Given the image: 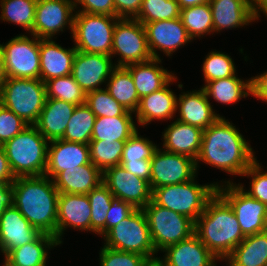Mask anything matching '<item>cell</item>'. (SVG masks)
<instances>
[{"label": "cell", "mask_w": 267, "mask_h": 266, "mask_svg": "<svg viewBox=\"0 0 267 266\" xmlns=\"http://www.w3.org/2000/svg\"><path fill=\"white\" fill-rule=\"evenodd\" d=\"M28 126L27 122L0 103V146Z\"/></svg>", "instance_id": "47"}, {"label": "cell", "mask_w": 267, "mask_h": 266, "mask_svg": "<svg viewBox=\"0 0 267 266\" xmlns=\"http://www.w3.org/2000/svg\"><path fill=\"white\" fill-rule=\"evenodd\" d=\"M256 160L255 151L239 128L225 117H219L203 130L200 153L196 159L232 176H242Z\"/></svg>", "instance_id": "1"}, {"label": "cell", "mask_w": 267, "mask_h": 266, "mask_svg": "<svg viewBox=\"0 0 267 266\" xmlns=\"http://www.w3.org/2000/svg\"><path fill=\"white\" fill-rule=\"evenodd\" d=\"M196 160L184 154L167 152L159 147L151 159V189L192 180L197 174Z\"/></svg>", "instance_id": "14"}, {"label": "cell", "mask_w": 267, "mask_h": 266, "mask_svg": "<svg viewBox=\"0 0 267 266\" xmlns=\"http://www.w3.org/2000/svg\"><path fill=\"white\" fill-rule=\"evenodd\" d=\"M104 88L125 109L135 113L140 98L130 72L125 67H115Z\"/></svg>", "instance_id": "33"}, {"label": "cell", "mask_w": 267, "mask_h": 266, "mask_svg": "<svg viewBox=\"0 0 267 266\" xmlns=\"http://www.w3.org/2000/svg\"><path fill=\"white\" fill-rule=\"evenodd\" d=\"M210 101L202 87L199 90L182 91L177 97L176 111L179 114L175 119L205 130L219 117H222L215 112Z\"/></svg>", "instance_id": "20"}, {"label": "cell", "mask_w": 267, "mask_h": 266, "mask_svg": "<svg viewBox=\"0 0 267 266\" xmlns=\"http://www.w3.org/2000/svg\"><path fill=\"white\" fill-rule=\"evenodd\" d=\"M41 234L15 206L7 208L0 217V253L5 257L12 249L35 241Z\"/></svg>", "instance_id": "23"}, {"label": "cell", "mask_w": 267, "mask_h": 266, "mask_svg": "<svg viewBox=\"0 0 267 266\" xmlns=\"http://www.w3.org/2000/svg\"><path fill=\"white\" fill-rule=\"evenodd\" d=\"M197 175L184 183L166 185L152 190V201L180 213L194 222L204 212L207 202L216 194L220 182L199 184Z\"/></svg>", "instance_id": "5"}, {"label": "cell", "mask_w": 267, "mask_h": 266, "mask_svg": "<svg viewBox=\"0 0 267 266\" xmlns=\"http://www.w3.org/2000/svg\"><path fill=\"white\" fill-rule=\"evenodd\" d=\"M149 51L153 58L161 59L160 52L166 56L173 53L193 40L187 33L180 17L177 19L154 21L144 24ZM158 50L160 52H158Z\"/></svg>", "instance_id": "16"}, {"label": "cell", "mask_w": 267, "mask_h": 266, "mask_svg": "<svg viewBox=\"0 0 267 266\" xmlns=\"http://www.w3.org/2000/svg\"><path fill=\"white\" fill-rule=\"evenodd\" d=\"M90 159L89 144L57 139L49 142L45 176L54 179L61 171L77 168Z\"/></svg>", "instance_id": "21"}, {"label": "cell", "mask_w": 267, "mask_h": 266, "mask_svg": "<svg viewBox=\"0 0 267 266\" xmlns=\"http://www.w3.org/2000/svg\"><path fill=\"white\" fill-rule=\"evenodd\" d=\"M261 165L256 157V160L242 175V177H250L251 179L248 189L243 186L244 184L240 182L238 184L247 194L267 206V172L263 170V166Z\"/></svg>", "instance_id": "45"}, {"label": "cell", "mask_w": 267, "mask_h": 266, "mask_svg": "<svg viewBox=\"0 0 267 266\" xmlns=\"http://www.w3.org/2000/svg\"><path fill=\"white\" fill-rule=\"evenodd\" d=\"M75 12L73 0H37L31 34L39 39H56L67 29L72 34Z\"/></svg>", "instance_id": "13"}, {"label": "cell", "mask_w": 267, "mask_h": 266, "mask_svg": "<svg viewBox=\"0 0 267 266\" xmlns=\"http://www.w3.org/2000/svg\"><path fill=\"white\" fill-rule=\"evenodd\" d=\"M176 79L177 76H174L163 88L140 99L134 114L138 126L145 127L153 121L175 120L178 95L170 87Z\"/></svg>", "instance_id": "19"}, {"label": "cell", "mask_w": 267, "mask_h": 266, "mask_svg": "<svg viewBox=\"0 0 267 266\" xmlns=\"http://www.w3.org/2000/svg\"><path fill=\"white\" fill-rule=\"evenodd\" d=\"M14 206V190L12 183L0 182V217L2 213Z\"/></svg>", "instance_id": "53"}, {"label": "cell", "mask_w": 267, "mask_h": 266, "mask_svg": "<svg viewBox=\"0 0 267 266\" xmlns=\"http://www.w3.org/2000/svg\"><path fill=\"white\" fill-rule=\"evenodd\" d=\"M116 67L146 62L153 57L149 51L144 25L135 18H119L116 22L111 57Z\"/></svg>", "instance_id": "11"}, {"label": "cell", "mask_w": 267, "mask_h": 266, "mask_svg": "<svg viewBox=\"0 0 267 266\" xmlns=\"http://www.w3.org/2000/svg\"><path fill=\"white\" fill-rule=\"evenodd\" d=\"M214 33L249 26L254 18L249 0H210Z\"/></svg>", "instance_id": "25"}, {"label": "cell", "mask_w": 267, "mask_h": 266, "mask_svg": "<svg viewBox=\"0 0 267 266\" xmlns=\"http://www.w3.org/2000/svg\"><path fill=\"white\" fill-rule=\"evenodd\" d=\"M58 245L54 236L42 233L35 241L12 249L4 259L11 266H47L49 250Z\"/></svg>", "instance_id": "30"}, {"label": "cell", "mask_w": 267, "mask_h": 266, "mask_svg": "<svg viewBox=\"0 0 267 266\" xmlns=\"http://www.w3.org/2000/svg\"><path fill=\"white\" fill-rule=\"evenodd\" d=\"M146 215L155 251L190 238L195 222L189 217L155 204L152 200L142 209Z\"/></svg>", "instance_id": "9"}, {"label": "cell", "mask_w": 267, "mask_h": 266, "mask_svg": "<svg viewBox=\"0 0 267 266\" xmlns=\"http://www.w3.org/2000/svg\"><path fill=\"white\" fill-rule=\"evenodd\" d=\"M67 228L91 232V206L87 195L59 193L57 211V242Z\"/></svg>", "instance_id": "18"}, {"label": "cell", "mask_w": 267, "mask_h": 266, "mask_svg": "<svg viewBox=\"0 0 267 266\" xmlns=\"http://www.w3.org/2000/svg\"><path fill=\"white\" fill-rule=\"evenodd\" d=\"M7 75L5 72V65H4V55L3 50L0 45V87L3 84L4 80L6 79Z\"/></svg>", "instance_id": "57"}, {"label": "cell", "mask_w": 267, "mask_h": 266, "mask_svg": "<svg viewBox=\"0 0 267 266\" xmlns=\"http://www.w3.org/2000/svg\"><path fill=\"white\" fill-rule=\"evenodd\" d=\"M181 9L200 5L209 2L210 0H176Z\"/></svg>", "instance_id": "56"}, {"label": "cell", "mask_w": 267, "mask_h": 266, "mask_svg": "<svg viewBox=\"0 0 267 266\" xmlns=\"http://www.w3.org/2000/svg\"><path fill=\"white\" fill-rule=\"evenodd\" d=\"M16 177L14 176L6 153L2 146H0V182L13 183Z\"/></svg>", "instance_id": "54"}, {"label": "cell", "mask_w": 267, "mask_h": 266, "mask_svg": "<svg viewBox=\"0 0 267 266\" xmlns=\"http://www.w3.org/2000/svg\"><path fill=\"white\" fill-rule=\"evenodd\" d=\"M222 262L229 266H267V230L246 236Z\"/></svg>", "instance_id": "31"}, {"label": "cell", "mask_w": 267, "mask_h": 266, "mask_svg": "<svg viewBox=\"0 0 267 266\" xmlns=\"http://www.w3.org/2000/svg\"><path fill=\"white\" fill-rule=\"evenodd\" d=\"M180 19L192 40L214 34L209 2L181 9Z\"/></svg>", "instance_id": "35"}, {"label": "cell", "mask_w": 267, "mask_h": 266, "mask_svg": "<svg viewBox=\"0 0 267 266\" xmlns=\"http://www.w3.org/2000/svg\"><path fill=\"white\" fill-rule=\"evenodd\" d=\"M181 8L176 0H142L139 13L134 17L143 25L154 21L177 19Z\"/></svg>", "instance_id": "42"}, {"label": "cell", "mask_w": 267, "mask_h": 266, "mask_svg": "<svg viewBox=\"0 0 267 266\" xmlns=\"http://www.w3.org/2000/svg\"><path fill=\"white\" fill-rule=\"evenodd\" d=\"M119 17L75 12L72 37L77 51L111 56L113 32Z\"/></svg>", "instance_id": "8"}, {"label": "cell", "mask_w": 267, "mask_h": 266, "mask_svg": "<svg viewBox=\"0 0 267 266\" xmlns=\"http://www.w3.org/2000/svg\"><path fill=\"white\" fill-rule=\"evenodd\" d=\"M136 208L123 200L114 199L106 217V233L127 218Z\"/></svg>", "instance_id": "49"}, {"label": "cell", "mask_w": 267, "mask_h": 266, "mask_svg": "<svg viewBox=\"0 0 267 266\" xmlns=\"http://www.w3.org/2000/svg\"><path fill=\"white\" fill-rule=\"evenodd\" d=\"M204 85L216 79L228 78L238 74L234 60L228 53L222 51H210L205 56L202 64Z\"/></svg>", "instance_id": "41"}, {"label": "cell", "mask_w": 267, "mask_h": 266, "mask_svg": "<svg viewBox=\"0 0 267 266\" xmlns=\"http://www.w3.org/2000/svg\"><path fill=\"white\" fill-rule=\"evenodd\" d=\"M203 89L207 97L217 103L224 105L235 104L242 98H247L251 95V78L243 79L238 75L228 78L216 79L208 82Z\"/></svg>", "instance_id": "32"}, {"label": "cell", "mask_w": 267, "mask_h": 266, "mask_svg": "<svg viewBox=\"0 0 267 266\" xmlns=\"http://www.w3.org/2000/svg\"><path fill=\"white\" fill-rule=\"evenodd\" d=\"M220 182L217 193L234 211L243 235L246 237L267 230V206L231 179Z\"/></svg>", "instance_id": "10"}, {"label": "cell", "mask_w": 267, "mask_h": 266, "mask_svg": "<svg viewBox=\"0 0 267 266\" xmlns=\"http://www.w3.org/2000/svg\"><path fill=\"white\" fill-rule=\"evenodd\" d=\"M40 39L19 34L1 45L7 77L40 79Z\"/></svg>", "instance_id": "12"}, {"label": "cell", "mask_w": 267, "mask_h": 266, "mask_svg": "<svg viewBox=\"0 0 267 266\" xmlns=\"http://www.w3.org/2000/svg\"><path fill=\"white\" fill-rule=\"evenodd\" d=\"M76 105L59 99L46 98L34 126L50 142L62 139Z\"/></svg>", "instance_id": "27"}, {"label": "cell", "mask_w": 267, "mask_h": 266, "mask_svg": "<svg viewBox=\"0 0 267 266\" xmlns=\"http://www.w3.org/2000/svg\"><path fill=\"white\" fill-rule=\"evenodd\" d=\"M73 2L76 12L115 16L113 0H73Z\"/></svg>", "instance_id": "48"}, {"label": "cell", "mask_w": 267, "mask_h": 266, "mask_svg": "<svg viewBox=\"0 0 267 266\" xmlns=\"http://www.w3.org/2000/svg\"><path fill=\"white\" fill-rule=\"evenodd\" d=\"M158 260L164 266H215L219 259L193 234L190 238L167 246Z\"/></svg>", "instance_id": "22"}, {"label": "cell", "mask_w": 267, "mask_h": 266, "mask_svg": "<svg viewBox=\"0 0 267 266\" xmlns=\"http://www.w3.org/2000/svg\"><path fill=\"white\" fill-rule=\"evenodd\" d=\"M133 118V115L96 117L91 140H128L138 130Z\"/></svg>", "instance_id": "34"}, {"label": "cell", "mask_w": 267, "mask_h": 266, "mask_svg": "<svg viewBox=\"0 0 267 266\" xmlns=\"http://www.w3.org/2000/svg\"><path fill=\"white\" fill-rule=\"evenodd\" d=\"M85 104L91 109L96 117H115L135 114L119 104L105 88L87 93Z\"/></svg>", "instance_id": "43"}, {"label": "cell", "mask_w": 267, "mask_h": 266, "mask_svg": "<svg viewBox=\"0 0 267 266\" xmlns=\"http://www.w3.org/2000/svg\"><path fill=\"white\" fill-rule=\"evenodd\" d=\"M120 165L133 175L150 182L151 160H139L135 162H120Z\"/></svg>", "instance_id": "51"}, {"label": "cell", "mask_w": 267, "mask_h": 266, "mask_svg": "<svg viewBox=\"0 0 267 266\" xmlns=\"http://www.w3.org/2000/svg\"><path fill=\"white\" fill-rule=\"evenodd\" d=\"M91 206V232L104 236L106 234V217L115 199L108 187L101 182L87 194Z\"/></svg>", "instance_id": "38"}, {"label": "cell", "mask_w": 267, "mask_h": 266, "mask_svg": "<svg viewBox=\"0 0 267 266\" xmlns=\"http://www.w3.org/2000/svg\"><path fill=\"white\" fill-rule=\"evenodd\" d=\"M106 247L134 252L149 261L158 259L153 246L146 215L142 209H135L127 218L112 227L103 237Z\"/></svg>", "instance_id": "7"}, {"label": "cell", "mask_w": 267, "mask_h": 266, "mask_svg": "<svg viewBox=\"0 0 267 266\" xmlns=\"http://www.w3.org/2000/svg\"><path fill=\"white\" fill-rule=\"evenodd\" d=\"M250 8L254 18L257 20L260 19V13L264 15L267 13V0H249Z\"/></svg>", "instance_id": "55"}, {"label": "cell", "mask_w": 267, "mask_h": 266, "mask_svg": "<svg viewBox=\"0 0 267 266\" xmlns=\"http://www.w3.org/2000/svg\"><path fill=\"white\" fill-rule=\"evenodd\" d=\"M103 181V173L92 163L61 171L54 179L59 193L87 195Z\"/></svg>", "instance_id": "29"}, {"label": "cell", "mask_w": 267, "mask_h": 266, "mask_svg": "<svg viewBox=\"0 0 267 266\" xmlns=\"http://www.w3.org/2000/svg\"><path fill=\"white\" fill-rule=\"evenodd\" d=\"M99 266H145L149 261L145 256L102 246L99 252Z\"/></svg>", "instance_id": "46"}, {"label": "cell", "mask_w": 267, "mask_h": 266, "mask_svg": "<svg viewBox=\"0 0 267 266\" xmlns=\"http://www.w3.org/2000/svg\"><path fill=\"white\" fill-rule=\"evenodd\" d=\"M162 61L163 59L152 58L125 67L133 78L140 99L163 88L176 75L161 66Z\"/></svg>", "instance_id": "28"}, {"label": "cell", "mask_w": 267, "mask_h": 266, "mask_svg": "<svg viewBox=\"0 0 267 266\" xmlns=\"http://www.w3.org/2000/svg\"><path fill=\"white\" fill-rule=\"evenodd\" d=\"M95 120L96 115L85 103L76 105L62 139L89 144Z\"/></svg>", "instance_id": "37"}, {"label": "cell", "mask_w": 267, "mask_h": 266, "mask_svg": "<svg viewBox=\"0 0 267 266\" xmlns=\"http://www.w3.org/2000/svg\"><path fill=\"white\" fill-rule=\"evenodd\" d=\"M159 144L152 142L147 137L141 136L138 130L125 141L120 162H135L139 160H151Z\"/></svg>", "instance_id": "44"}, {"label": "cell", "mask_w": 267, "mask_h": 266, "mask_svg": "<svg viewBox=\"0 0 267 266\" xmlns=\"http://www.w3.org/2000/svg\"><path fill=\"white\" fill-rule=\"evenodd\" d=\"M45 88L47 98L63 100L74 105L85 103L86 93L71 74L46 81Z\"/></svg>", "instance_id": "40"}, {"label": "cell", "mask_w": 267, "mask_h": 266, "mask_svg": "<svg viewBox=\"0 0 267 266\" xmlns=\"http://www.w3.org/2000/svg\"><path fill=\"white\" fill-rule=\"evenodd\" d=\"M115 199L143 209L152 200V189L147 180L131 174L121 165L110 167L103 172V181Z\"/></svg>", "instance_id": "15"}, {"label": "cell", "mask_w": 267, "mask_h": 266, "mask_svg": "<svg viewBox=\"0 0 267 266\" xmlns=\"http://www.w3.org/2000/svg\"><path fill=\"white\" fill-rule=\"evenodd\" d=\"M49 141L34 125H29L11 140L4 149L15 177L43 176L47 166Z\"/></svg>", "instance_id": "4"}, {"label": "cell", "mask_w": 267, "mask_h": 266, "mask_svg": "<svg viewBox=\"0 0 267 266\" xmlns=\"http://www.w3.org/2000/svg\"><path fill=\"white\" fill-rule=\"evenodd\" d=\"M194 234L219 261H224L245 238L234 211L217 192L195 221Z\"/></svg>", "instance_id": "3"}, {"label": "cell", "mask_w": 267, "mask_h": 266, "mask_svg": "<svg viewBox=\"0 0 267 266\" xmlns=\"http://www.w3.org/2000/svg\"><path fill=\"white\" fill-rule=\"evenodd\" d=\"M145 266H164V265L158 259H156L148 261Z\"/></svg>", "instance_id": "58"}, {"label": "cell", "mask_w": 267, "mask_h": 266, "mask_svg": "<svg viewBox=\"0 0 267 266\" xmlns=\"http://www.w3.org/2000/svg\"><path fill=\"white\" fill-rule=\"evenodd\" d=\"M251 96L267 103V70L251 77Z\"/></svg>", "instance_id": "52"}, {"label": "cell", "mask_w": 267, "mask_h": 266, "mask_svg": "<svg viewBox=\"0 0 267 266\" xmlns=\"http://www.w3.org/2000/svg\"><path fill=\"white\" fill-rule=\"evenodd\" d=\"M36 4L37 0H0V20L20 25L27 34H31Z\"/></svg>", "instance_id": "36"}, {"label": "cell", "mask_w": 267, "mask_h": 266, "mask_svg": "<svg viewBox=\"0 0 267 266\" xmlns=\"http://www.w3.org/2000/svg\"><path fill=\"white\" fill-rule=\"evenodd\" d=\"M76 52L74 45L66 49L56 40L40 39V80L45 83L53 78L70 75Z\"/></svg>", "instance_id": "24"}, {"label": "cell", "mask_w": 267, "mask_h": 266, "mask_svg": "<svg viewBox=\"0 0 267 266\" xmlns=\"http://www.w3.org/2000/svg\"><path fill=\"white\" fill-rule=\"evenodd\" d=\"M46 98L40 79L6 77L0 87V103L29 125L37 122Z\"/></svg>", "instance_id": "6"}, {"label": "cell", "mask_w": 267, "mask_h": 266, "mask_svg": "<svg viewBox=\"0 0 267 266\" xmlns=\"http://www.w3.org/2000/svg\"><path fill=\"white\" fill-rule=\"evenodd\" d=\"M115 60L104 54H93L77 51L73 60L71 76L87 94L103 89L112 70L116 67Z\"/></svg>", "instance_id": "17"}, {"label": "cell", "mask_w": 267, "mask_h": 266, "mask_svg": "<svg viewBox=\"0 0 267 266\" xmlns=\"http://www.w3.org/2000/svg\"><path fill=\"white\" fill-rule=\"evenodd\" d=\"M203 130L175 119L162 132V149L177 154H184L197 159L202 142Z\"/></svg>", "instance_id": "26"}, {"label": "cell", "mask_w": 267, "mask_h": 266, "mask_svg": "<svg viewBox=\"0 0 267 266\" xmlns=\"http://www.w3.org/2000/svg\"><path fill=\"white\" fill-rule=\"evenodd\" d=\"M14 206L41 233L57 240V211L59 191L49 177H16L12 183Z\"/></svg>", "instance_id": "2"}, {"label": "cell", "mask_w": 267, "mask_h": 266, "mask_svg": "<svg viewBox=\"0 0 267 266\" xmlns=\"http://www.w3.org/2000/svg\"><path fill=\"white\" fill-rule=\"evenodd\" d=\"M2 266H11L4 258H3ZM1 266V265H0Z\"/></svg>", "instance_id": "59"}, {"label": "cell", "mask_w": 267, "mask_h": 266, "mask_svg": "<svg viewBox=\"0 0 267 266\" xmlns=\"http://www.w3.org/2000/svg\"><path fill=\"white\" fill-rule=\"evenodd\" d=\"M125 141L91 140L89 142L90 159L102 173L120 165Z\"/></svg>", "instance_id": "39"}, {"label": "cell", "mask_w": 267, "mask_h": 266, "mask_svg": "<svg viewBox=\"0 0 267 266\" xmlns=\"http://www.w3.org/2000/svg\"><path fill=\"white\" fill-rule=\"evenodd\" d=\"M115 17L134 18L141 8L142 0H113Z\"/></svg>", "instance_id": "50"}]
</instances>
